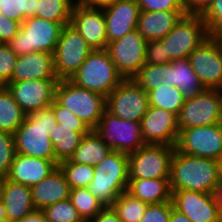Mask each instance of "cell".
Instances as JSON below:
<instances>
[{"instance_id":"cell-1","label":"cell","mask_w":222,"mask_h":222,"mask_svg":"<svg viewBox=\"0 0 222 222\" xmlns=\"http://www.w3.org/2000/svg\"><path fill=\"white\" fill-rule=\"evenodd\" d=\"M221 174L219 161L175 150L170 162V188L214 193Z\"/></svg>"},{"instance_id":"cell-2","label":"cell","mask_w":222,"mask_h":222,"mask_svg":"<svg viewBox=\"0 0 222 222\" xmlns=\"http://www.w3.org/2000/svg\"><path fill=\"white\" fill-rule=\"evenodd\" d=\"M56 125L51 106L27 114L24 122L13 134L16 153L51 160L58 166L59 162L55 158L49 137Z\"/></svg>"},{"instance_id":"cell-3","label":"cell","mask_w":222,"mask_h":222,"mask_svg":"<svg viewBox=\"0 0 222 222\" xmlns=\"http://www.w3.org/2000/svg\"><path fill=\"white\" fill-rule=\"evenodd\" d=\"M93 167V180L87 188L105 207L111 206L121 193L127 191L128 154L112 150Z\"/></svg>"},{"instance_id":"cell-4","label":"cell","mask_w":222,"mask_h":222,"mask_svg":"<svg viewBox=\"0 0 222 222\" xmlns=\"http://www.w3.org/2000/svg\"><path fill=\"white\" fill-rule=\"evenodd\" d=\"M124 80L106 49L92 50L70 79L76 86L105 98Z\"/></svg>"},{"instance_id":"cell-5","label":"cell","mask_w":222,"mask_h":222,"mask_svg":"<svg viewBox=\"0 0 222 222\" xmlns=\"http://www.w3.org/2000/svg\"><path fill=\"white\" fill-rule=\"evenodd\" d=\"M63 26L40 17L25 19L19 32L7 43L17 55L33 52L53 54Z\"/></svg>"},{"instance_id":"cell-6","label":"cell","mask_w":222,"mask_h":222,"mask_svg":"<svg viewBox=\"0 0 222 222\" xmlns=\"http://www.w3.org/2000/svg\"><path fill=\"white\" fill-rule=\"evenodd\" d=\"M92 130L96 128L106 110V98L101 94L76 86L70 80H59L55 88V99Z\"/></svg>"},{"instance_id":"cell-7","label":"cell","mask_w":222,"mask_h":222,"mask_svg":"<svg viewBox=\"0 0 222 222\" xmlns=\"http://www.w3.org/2000/svg\"><path fill=\"white\" fill-rule=\"evenodd\" d=\"M206 24L200 14H186L160 41L165 48V64L189 55L207 38Z\"/></svg>"},{"instance_id":"cell-8","label":"cell","mask_w":222,"mask_h":222,"mask_svg":"<svg viewBox=\"0 0 222 222\" xmlns=\"http://www.w3.org/2000/svg\"><path fill=\"white\" fill-rule=\"evenodd\" d=\"M94 130L113 151L130 154L145 144L140 122L120 119L107 110Z\"/></svg>"},{"instance_id":"cell-9","label":"cell","mask_w":222,"mask_h":222,"mask_svg":"<svg viewBox=\"0 0 222 222\" xmlns=\"http://www.w3.org/2000/svg\"><path fill=\"white\" fill-rule=\"evenodd\" d=\"M175 146L144 144L128 154L129 179L170 178V162Z\"/></svg>"},{"instance_id":"cell-10","label":"cell","mask_w":222,"mask_h":222,"mask_svg":"<svg viewBox=\"0 0 222 222\" xmlns=\"http://www.w3.org/2000/svg\"><path fill=\"white\" fill-rule=\"evenodd\" d=\"M91 51L85 39L70 24L63 26L53 53L58 80H70Z\"/></svg>"},{"instance_id":"cell-11","label":"cell","mask_w":222,"mask_h":222,"mask_svg":"<svg viewBox=\"0 0 222 222\" xmlns=\"http://www.w3.org/2000/svg\"><path fill=\"white\" fill-rule=\"evenodd\" d=\"M177 116L179 130L222 123L221 90L205 89L197 96L186 99Z\"/></svg>"},{"instance_id":"cell-12","label":"cell","mask_w":222,"mask_h":222,"mask_svg":"<svg viewBox=\"0 0 222 222\" xmlns=\"http://www.w3.org/2000/svg\"><path fill=\"white\" fill-rule=\"evenodd\" d=\"M175 150L219 161L222 154V123L179 130Z\"/></svg>"},{"instance_id":"cell-13","label":"cell","mask_w":222,"mask_h":222,"mask_svg":"<svg viewBox=\"0 0 222 222\" xmlns=\"http://www.w3.org/2000/svg\"><path fill=\"white\" fill-rule=\"evenodd\" d=\"M148 108L147 92L133 79H124L106 97V110L120 119L141 122Z\"/></svg>"},{"instance_id":"cell-14","label":"cell","mask_w":222,"mask_h":222,"mask_svg":"<svg viewBox=\"0 0 222 222\" xmlns=\"http://www.w3.org/2000/svg\"><path fill=\"white\" fill-rule=\"evenodd\" d=\"M146 44L137 29L108 43L106 50L124 79H132L146 64Z\"/></svg>"},{"instance_id":"cell-15","label":"cell","mask_w":222,"mask_h":222,"mask_svg":"<svg viewBox=\"0 0 222 222\" xmlns=\"http://www.w3.org/2000/svg\"><path fill=\"white\" fill-rule=\"evenodd\" d=\"M192 69L205 89L222 88V39L209 36L190 55Z\"/></svg>"},{"instance_id":"cell-16","label":"cell","mask_w":222,"mask_h":222,"mask_svg":"<svg viewBox=\"0 0 222 222\" xmlns=\"http://www.w3.org/2000/svg\"><path fill=\"white\" fill-rule=\"evenodd\" d=\"M173 208L191 222H219L222 208L214 193L188 190H171Z\"/></svg>"},{"instance_id":"cell-17","label":"cell","mask_w":222,"mask_h":222,"mask_svg":"<svg viewBox=\"0 0 222 222\" xmlns=\"http://www.w3.org/2000/svg\"><path fill=\"white\" fill-rule=\"evenodd\" d=\"M59 80H25L9 82L6 87L15 102L29 114L49 107L55 99V88Z\"/></svg>"},{"instance_id":"cell-18","label":"cell","mask_w":222,"mask_h":222,"mask_svg":"<svg viewBox=\"0 0 222 222\" xmlns=\"http://www.w3.org/2000/svg\"><path fill=\"white\" fill-rule=\"evenodd\" d=\"M140 125L145 144L175 146L179 132L177 114L149 106Z\"/></svg>"},{"instance_id":"cell-19","label":"cell","mask_w":222,"mask_h":222,"mask_svg":"<svg viewBox=\"0 0 222 222\" xmlns=\"http://www.w3.org/2000/svg\"><path fill=\"white\" fill-rule=\"evenodd\" d=\"M70 25L85 39L92 50L107 48L106 22L102 8L74 4Z\"/></svg>"},{"instance_id":"cell-20","label":"cell","mask_w":222,"mask_h":222,"mask_svg":"<svg viewBox=\"0 0 222 222\" xmlns=\"http://www.w3.org/2000/svg\"><path fill=\"white\" fill-rule=\"evenodd\" d=\"M102 9L105 15L108 43L137 29L140 13L137 0H115Z\"/></svg>"},{"instance_id":"cell-21","label":"cell","mask_w":222,"mask_h":222,"mask_svg":"<svg viewBox=\"0 0 222 222\" xmlns=\"http://www.w3.org/2000/svg\"><path fill=\"white\" fill-rule=\"evenodd\" d=\"M25 80H58L54 69L53 54L33 52L19 55L9 82Z\"/></svg>"},{"instance_id":"cell-22","label":"cell","mask_w":222,"mask_h":222,"mask_svg":"<svg viewBox=\"0 0 222 222\" xmlns=\"http://www.w3.org/2000/svg\"><path fill=\"white\" fill-rule=\"evenodd\" d=\"M57 167L51 160L16 153L6 178L31 187L47 177Z\"/></svg>"},{"instance_id":"cell-23","label":"cell","mask_w":222,"mask_h":222,"mask_svg":"<svg viewBox=\"0 0 222 222\" xmlns=\"http://www.w3.org/2000/svg\"><path fill=\"white\" fill-rule=\"evenodd\" d=\"M30 188L35 210H42L51 204L68 199L71 190L59 166Z\"/></svg>"},{"instance_id":"cell-24","label":"cell","mask_w":222,"mask_h":222,"mask_svg":"<svg viewBox=\"0 0 222 222\" xmlns=\"http://www.w3.org/2000/svg\"><path fill=\"white\" fill-rule=\"evenodd\" d=\"M186 14L187 11H140L137 30L146 41L160 40Z\"/></svg>"},{"instance_id":"cell-25","label":"cell","mask_w":222,"mask_h":222,"mask_svg":"<svg viewBox=\"0 0 222 222\" xmlns=\"http://www.w3.org/2000/svg\"><path fill=\"white\" fill-rule=\"evenodd\" d=\"M0 196L4 203L7 221H20L35 210L29 186L12 182L5 177Z\"/></svg>"},{"instance_id":"cell-26","label":"cell","mask_w":222,"mask_h":222,"mask_svg":"<svg viewBox=\"0 0 222 222\" xmlns=\"http://www.w3.org/2000/svg\"><path fill=\"white\" fill-rule=\"evenodd\" d=\"M127 192L147 204L171 201L169 178L129 179Z\"/></svg>"},{"instance_id":"cell-27","label":"cell","mask_w":222,"mask_h":222,"mask_svg":"<svg viewBox=\"0 0 222 222\" xmlns=\"http://www.w3.org/2000/svg\"><path fill=\"white\" fill-rule=\"evenodd\" d=\"M91 130L90 127H67L57 123L49 135L56 160L60 163L70 159L82 137Z\"/></svg>"},{"instance_id":"cell-28","label":"cell","mask_w":222,"mask_h":222,"mask_svg":"<svg viewBox=\"0 0 222 222\" xmlns=\"http://www.w3.org/2000/svg\"><path fill=\"white\" fill-rule=\"evenodd\" d=\"M171 86L178 88L184 99H190L205 90L199 77L192 69L189 58L172 61Z\"/></svg>"},{"instance_id":"cell-29","label":"cell","mask_w":222,"mask_h":222,"mask_svg":"<svg viewBox=\"0 0 222 222\" xmlns=\"http://www.w3.org/2000/svg\"><path fill=\"white\" fill-rule=\"evenodd\" d=\"M112 149L105 144L95 130L85 134L77 149L70 157V161L78 164H88L95 166L99 164Z\"/></svg>"},{"instance_id":"cell-30","label":"cell","mask_w":222,"mask_h":222,"mask_svg":"<svg viewBox=\"0 0 222 222\" xmlns=\"http://www.w3.org/2000/svg\"><path fill=\"white\" fill-rule=\"evenodd\" d=\"M26 115L8 88L0 86V131L14 134L24 122Z\"/></svg>"},{"instance_id":"cell-31","label":"cell","mask_w":222,"mask_h":222,"mask_svg":"<svg viewBox=\"0 0 222 222\" xmlns=\"http://www.w3.org/2000/svg\"><path fill=\"white\" fill-rule=\"evenodd\" d=\"M172 62L166 64L146 63L132 78L146 92L158 88L161 84L171 86Z\"/></svg>"},{"instance_id":"cell-32","label":"cell","mask_w":222,"mask_h":222,"mask_svg":"<svg viewBox=\"0 0 222 222\" xmlns=\"http://www.w3.org/2000/svg\"><path fill=\"white\" fill-rule=\"evenodd\" d=\"M149 106L162 108L166 111L179 114L184 105L183 93L176 87L161 84L158 88L149 90Z\"/></svg>"},{"instance_id":"cell-33","label":"cell","mask_w":222,"mask_h":222,"mask_svg":"<svg viewBox=\"0 0 222 222\" xmlns=\"http://www.w3.org/2000/svg\"><path fill=\"white\" fill-rule=\"evenodd\" d=\"M75 0H39L36 16L62 26L70 24Z\"/></svg>"},{"instance_id":"cell-34","label":"cell","mask_w":222,"mask_h":222,"mask_svg":"<svg viewBox=\"0 0 222 222\" xmlns=\"http://www.w3.org/2000/svg\"><path fill=\"white\" fill-rule=\"evenodd\" d=\"M148 204L127 191L121 193L111 205L122 222H140Z\"/></svg>"},{"instance_id":"cell-35","label":"cell","mask_w":222,"mask_h":222,"mask_svg":"<svg viewBox=\"0 0 222 222\" xmlns=\"http://www.w3.org/2000/svg\"><path fill=\"white\" fill-rule=\"evenodd\" d=\"M69 199L85 222L94 218L105 207L87 187L71 189Z\"/></svg>"},{"instance_id":"cell-36","label":"cell","mask_w":222,"mask_h":222,"mask_svg":"<svg viewBox=\"0 0 222 222\" xmlns=\"http://www.w3.org/2000/svg\"><path fill=\"white\" fill-rule=\"evenodd\" d=\"M66 176L70 189L88 187L93 180L94 167L88 164H78L69 159L58 165Z\"/></svg>"},{"instance_id":"cell-37","label":"cell","mask_w":222,"mask_h":222,"mask_svg":"<svg viewBox=\"0 0 222 222\" xmlns=\"http://www.w3.org/2000/svg\"><path fill=\"white\" fill-rule=\"evenodd\" d=\"M39 0H0V12L9 19L23 22L35 17Z\"/></svg>"},{"instance_id":"cell-38","label":"cell","mask_w":222,"mask_h":222,"mask_svg":"<svg viewBox=\"0 0 222 222\" xmlns=\"http://www.w3.org/2000/svg\"><path fill=\"white\" fill-rule=\"evenodd\" d=\"M41 211L48 222H85L69 198L44 207Z\"/></svg>"},{"instance_id":"cell-39","label":"cell","mask_w":222,"mask_h":222,"mask_svg":"<svg viewBox=\"0 0 222 222\" xmlns=\"http://www.w3.org/2000/svg\"><path fill=\"white\" fill-rule=\"evenodd\" d=\"M200 15L209 36L222 39V0H213Z\"/></svg>"},{"instance_id":"cell-40","label":"cell","mask_w":222,"mask_h":222,"mask_svg":"<svg viewBox=\"0 0 222 222\" xmlns=\"http://www.w3.org/2000/svg\"><path fill=\"white\" fill-rule=\"evenodd\" d=\"M15 154L14 135L0 131V175H8Z\"/></svg>"},{"instance_id":"cell-41","label":"cell","mask_w":222,"mask_h":222,"mask_svg":"<svg viewBox=\"0 0 222 222\" xmlns=\"http://www.w3.org/2000/svg\"><path fill=\"white\" fill-rule=\"evenodd\" d=\"M17 59L7 44L0 43V86H6L11 80Z\"/></svg>"},{"instance_id":"cell-42","label":"cell","mask_w":222,"mask_h":222,"mask_svg":"<svg viewBox=\"0 0 222 222\" xmlns=\"http://www.w3.org/2000/svg\"><path fill=\"white\" fill-rule=\"evenodd\" d=\"M172 201L148 204L140 222H169Z\"/></svg>"},{"instance_id":"cell-43","label":"cell","mask_w":222,"mask_h":222,"mask_svg":"<svg viewBox=\"0 0 222 222\" xmlns=\"http://www.w3.org/2000/svg\"><path fill=\"white\" fill-rule=\"evenodd\" d=\"M140 11H186L181 0H137Z\"/></svg>"},{"instance_id":"cell-44","label":"cell","mask_w":222,"mask_h":222,"mask_svg":"<svg viewBox=\"0 0 222 222\" xmlns=\"http://www.w3.org/2000/svg\"><path fill=\"white\" fill-rule=\"evenodd\" d=\"M51 108L57 123L67 127H89L70 110L60 106L55 100L53 101Z\"/></svg>"},{"instance_id":"cell-45","label":"cell","mask_w":222,"mask_h":222,"mask_svg":"<svg viewBox=\"0 0 222 222\" xmlns=\"http://www.w3.org/2000/svg\"><path fill=\"white\" fill-rule=\"evenodd\" d=\"M21 24L0 12V43L7 44L19 32Z\"/></svg>"},{"instance_id":"cell-46","label":"cell","mask_w":222,"mask_h":222,"mask_svg":"<svg viewBox=\"0 0 222 222\" xmlns=\"http://www.w3.org/2000/svg\"><path fill=\"white\" fill-rule=\"evenodd\" d=\"M146 63L165 64V48L160 40H150L146 44Z\"/></svg>"},{"instance_id":"cell-47","label":"cell","mask_w":222,"mask_h":222,"mask_svg":"<svg viewBox=\"0 0 222 222\" xmlns=\"http://www.w3.org/2000/svg\"><path fill=\"white\" fill-rule=\"evenodd\" d=\"M187 13L201 14L213 0H181Z\"/></svg>"},{"instance_id":"cell-48","label":"cell","mask_w":222,"mask_h":222,"mask_svg":"<svg viewBox=\"0 0 222 222\" xmlns=\"http://www.w3.org/2000/svg\"><path fill=\"white\" fill-rule=\"evenodd\" d=\"M86 222H122V221L111 206H106L94 218Z\"/></svg>"},{"instance_id":"cell-49","label":"cell","mask_w":222,"mask_h":222,"mask_svg":"<svg viewBox=\"0 0 222 222\" xmlns=\"http://www.w3.org/2000/svg\"><path fill=\"white\" fill-rule=\"evenodd\" d=\"M115 0H75V4L88 8H104Z\"/></svg>"},{"instance_id":"cell-50","label":"cell","mask_w":222,"mask_h":222,"mask_svg":"<svg viewBox=\"0 0 222 222\" xmlns=\"http://www.w3.org/2000/svg\"><path fill=\"white\" fill-rule=\"evenodd\" d=\"M17 222H48L41 210H34Z\"/></svg>"},{"instance_id":"cell-51","label":"cell","mask_w":222,"mask_h":222,"mask_svg":"<svg viewBox=\"0 0 222 222\" xmlns=\"http://www.w3.org/2000/svg\"><path fill=\"white\" fill-rule=\"evenodd\" d=\"M169 222H191L184 214L171 207Z\"/></svg>"},{"instance_id":"cell-52","label":"cell","mask_w":222,"mask_h":222,"mask_svg":"<svg viewBox=\"0 0 222 222\" xmlns=\"http://www.w3.org/2000/svg\"><path fill=\"white\" fill-rule=\"evenodd\" d=\"M214 195L222 208V174L219 177V181L217 183Z\"/></svg>"},{"instance_id":"cell-53","label":"cell","mask_w":222,"mask_h":222,"mask_svg":"<svg viewBox=\"0 0 222 222\" xmlns=\"http://www.w3.org/2000/svg\"><path fill=\"white\" fill-rule=\"evenodd\" d=\"M0 221H7L6 211L1 196H0Z\"/></svg>"},{"instance_id":"cell-54","label":"cell","mask_w":222,"mask_h":222,"mask_svg":"<svg viewBox=\"0 0 222 222\" xmlns=\"http://www.w3.org/2000/svg\"><path fill=\"white\" fill-rule=\"evenodd\" d=\"M4 179H5V177L0 175V195H1V188H2V184H3Z\"/></svg>"},{"instance_id":"cell-55","label":"cell","mask_w":222,"mask_h":222,"mask_svg":"<svg viewBox=\"0 0 222 222\" xmlns=\"http://www.w3.org/2000/svg\"><path fill=\"white\" fill-rule=\"evenodd\" d=\"M219 164H220V167H221V170H222V154H221V157L219 159Z\"/></svg>"}]
</instances>
